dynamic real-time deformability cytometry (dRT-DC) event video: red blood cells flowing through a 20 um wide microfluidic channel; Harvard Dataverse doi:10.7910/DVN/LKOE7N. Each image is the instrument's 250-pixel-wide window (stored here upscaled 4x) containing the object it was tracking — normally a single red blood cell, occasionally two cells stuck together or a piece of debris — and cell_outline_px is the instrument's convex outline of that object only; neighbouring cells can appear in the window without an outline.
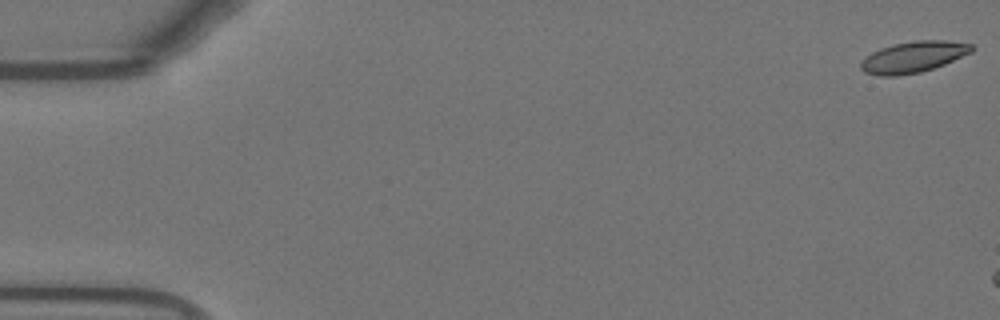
{"species": "Egyptian fruit bat (a non-hibernating species)", "species_latin": "Rousettus aegyptiacus", "temperature_condition": "warm", "stored_images_in_passage": 6, "camera_frame_rate_fps": 3000, "um_per_image_px": 0.085, "animal": {"sex": "female"}, "frame": {"image": 1, "passage_image": 1, "time_ms": 0.0, "image_size_px": [1000, 320], "cell_outline_px": [[972, 48], [968, 52], [940, 64], [916, 72], [868, 72], [864, 68], [872, 56], [876, 52], [900, 44], [968, 44]], "centroid_in_image_um": [77.69, 4.86], "position_along_channel_um": 7.3, "area_um2": 15.55}}